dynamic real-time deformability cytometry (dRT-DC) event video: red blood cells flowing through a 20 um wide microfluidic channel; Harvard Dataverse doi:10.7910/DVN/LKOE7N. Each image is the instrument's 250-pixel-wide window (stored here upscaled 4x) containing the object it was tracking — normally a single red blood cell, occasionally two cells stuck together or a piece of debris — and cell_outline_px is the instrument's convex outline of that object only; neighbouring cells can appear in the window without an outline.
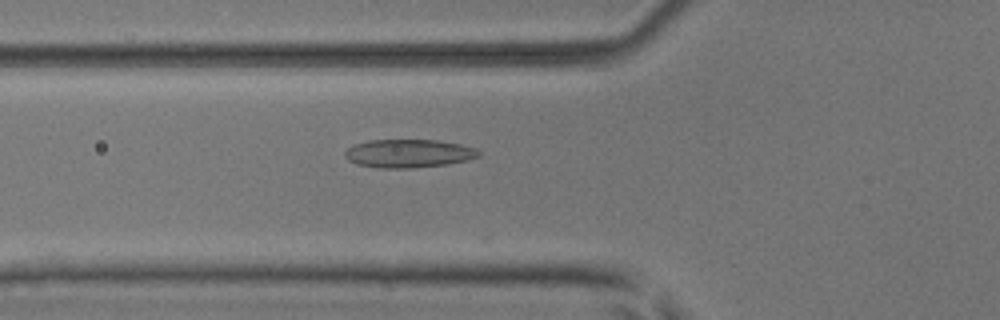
{"species": "common noctule bat (a hibernating species)", "species_latin": "Nyctalus noctula", "temperature_condition": "room temperature", "stored_images_in_passage": 51, "camera_frame_rate_fps": 3000, "um_per_image_px": 0.085, "animal": {"sex": "male", "body_mass_g": 17.9, "forearm_length_mm": 54.2}, "frame": {"image": 1, "passage_image": 19, "time_ms": 6.0, "image_size_px": [1000, 320], "cell_outline_px": [[480, 156], [468, 160], [448, 164], [412, 168], [380, 168], [356, 164], [348, 160], [344, 156], [344, 152], [352, 144], [368, 140], [436, 140], [460, 144], [476, 148], [480, 152]], "centroid_in_image_um": [34.71, 13.04], "position_along_channel_um": 91.1, "area_um2": 22.25}}
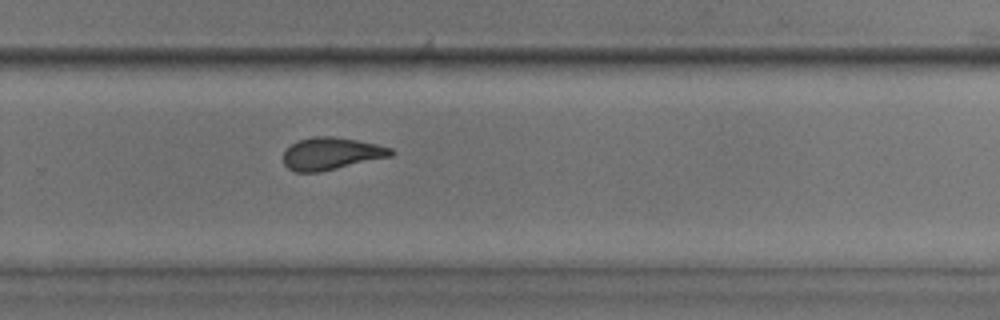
{"frame": {"image": 2, "passage_image": 35, "time_ms": 11.333, "image_size_px": [1000, 320], "cell_outline_px": [[396, 152], [392, 156], [320, 172], [296, 172], [288, 168], [284, 164], [284, 148], [300, 140], [316, 136], [332, 136], [356, 140], [376, 144], [392, 148]], "centroid_in_image_um": [28.16, 13.06], "position_along_channel_um": 301.6, "area_um2": 20.23}}
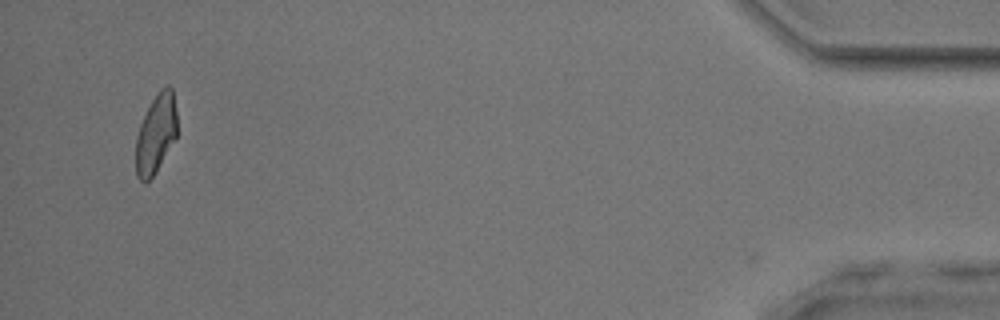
{"frame": {"image": 3, "passage_image": 50, "time_ms": 16.333, "image_size_px": [1000, 320], "cell_outline_px": [[176, 136], [152, 176], [148, 180], [140, 180], [136, 176], [136, 136], [140, 124], [152, 100], [160, 88], [168, 84], [172, 88], [176, 112]], "centroid_in_image_um": [13.24, 11.31], "position_along_channel_um": 422.0, "area_um2": 18.5}, "authors_computed_cell_mechanics": {"area_um2": 20.6924, "velocity_mm_per_s": 3.9523, "shape_relaxation_time_tau1_ms": null, "shape_relaxation_time_tau2_ms": 2.946, "deformation_change_tau1": null, "deformation_change_tau2": 0.0764}}